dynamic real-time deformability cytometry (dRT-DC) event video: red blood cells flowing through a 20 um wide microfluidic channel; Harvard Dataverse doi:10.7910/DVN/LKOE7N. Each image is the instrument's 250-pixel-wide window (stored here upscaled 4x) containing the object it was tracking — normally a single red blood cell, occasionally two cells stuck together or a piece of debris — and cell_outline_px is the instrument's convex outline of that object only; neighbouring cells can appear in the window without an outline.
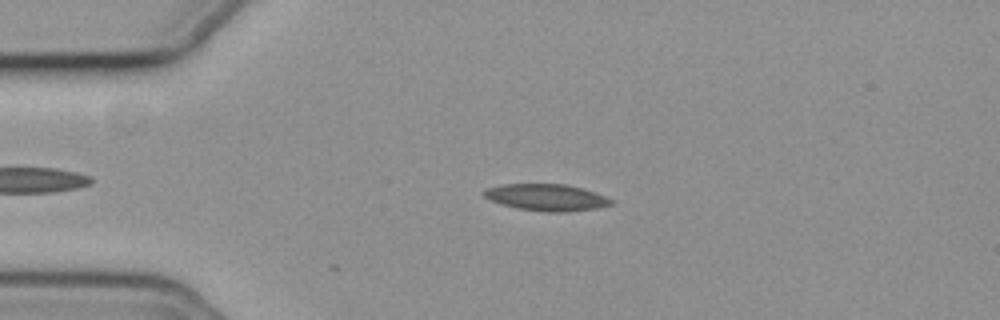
{"species": "common noctule bat (a hibernating species)", "species_latin": "Nyctalus noctula", "temperature_condition": "cold", "stored_images_in_passage": 44, "camera_frame_rate_fps": 3000, "um_per_image_px": 0.085, "animal": {"sex": "female", "body_mass_g": 19.3, "forearm_length_mm": 54.1}, "frame": {"image": 1, "passage_image": 6, "time_ms": 1.667, "image_size_px": [1000, 320], "cell_outline_px": [[612, 204], [596, 208], [564, 212], [548, 212], [516, 208], [492, 200], [484, 196], [480, 192], [488, 188], [500, 184], [564, 184], [584, 188], [596, 192], [612, 200]], "centroid_in_image_um": [46.45, 16.77], "position_along_channel_um": 38.6, "area_um2": 19.65}}
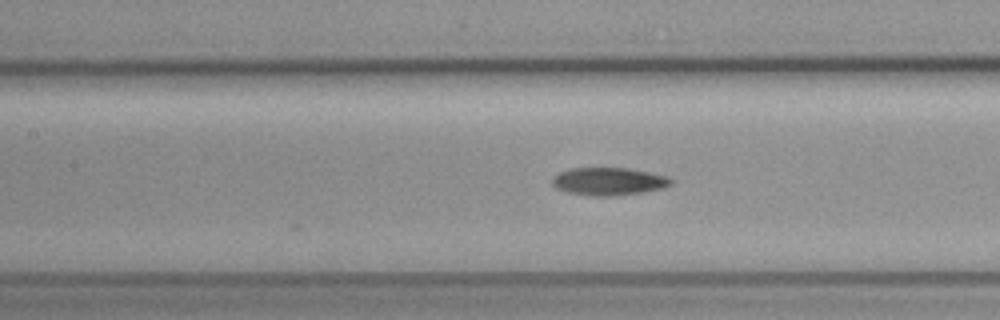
{"frame": {"image": 2, "passage_image": 18, "time_ms": 5.667, "image_size_px": [1000, 320], "cell_outline_px": [[672, 184], [664, 188], [644, 192], [612, 196], [592, 196], [568, 192], [556, 188], [552, 184], [552, 180], [560, 172], [568, 168], [628, 168], [668, 176], [672, 180]], "centroid_in_image_um": [51.76, 15.42], "position_along_channel_um": 155.6, "area_um2": 19.19}}
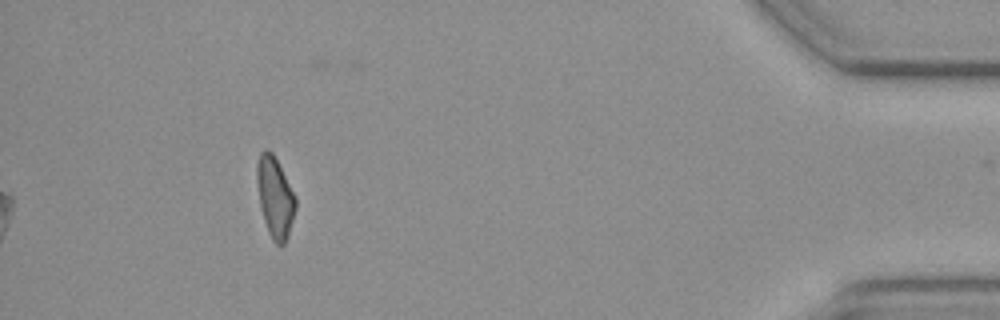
{"frame": {"image": 3, "passage_image": 44, "time_ms": 14.333, "image_size_px": [1000, 320], "cell_outline_px": [[296, 208], [288, 236], [284, 244], [276, 244], [272, 240], [268, 232], [260, 208], [256, 180], [256, 164], [260, 152], [264, 148], [268, 148], [272, 152], [296, 196]], "centroid_in_image_um": [23.36, 16.74], "position_along_channel_um": 411.8, "area_um2": 18.32}}